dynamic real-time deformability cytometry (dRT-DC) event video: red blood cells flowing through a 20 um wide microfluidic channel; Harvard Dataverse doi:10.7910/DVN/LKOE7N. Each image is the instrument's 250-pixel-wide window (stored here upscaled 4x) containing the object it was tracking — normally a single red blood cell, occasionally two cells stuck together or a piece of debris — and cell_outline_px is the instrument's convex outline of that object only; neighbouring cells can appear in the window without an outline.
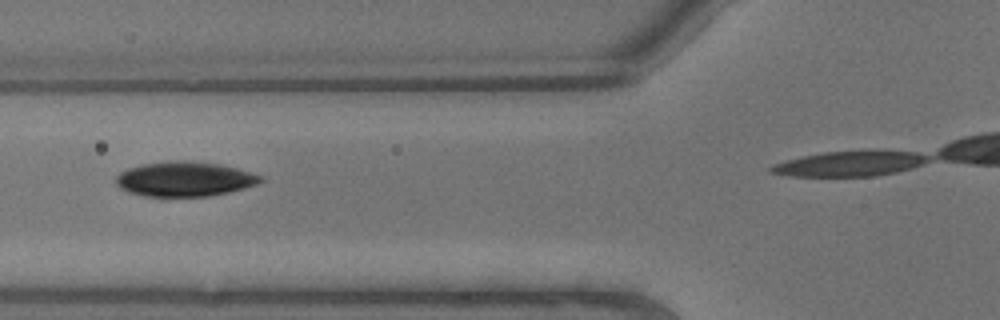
{"species": "common noctule bat (a hibernating species)", "species_latin": "Nyctalus noctula", "temperature_condition": "warm", "stored_images_in_passage": 5, "camera_frame_rate_fps": 3000, "um_per_image_px": 0.085, "animal": {"sex": "male", "body_mass_g": 13.3}, "frame": {"image": 1, "passage_image": 2, "time_ms": 0.333, "image_size_px": [1000, 320], "cell_outline_px": [[264, 180], [256, 184], [244, 188], [212, 196], [160, 200], [128, 192], [120, 188], [116, 184], [116, 176], [120, 172], [128, 168], [140, 164], [172, 160], [184, 160], [216, 164], [236, 168], [264, 176]], "centroid_in_image_um": [15.64, 15.27], "position_along_channel_um": 110.2, "area_um2": 30.29}}
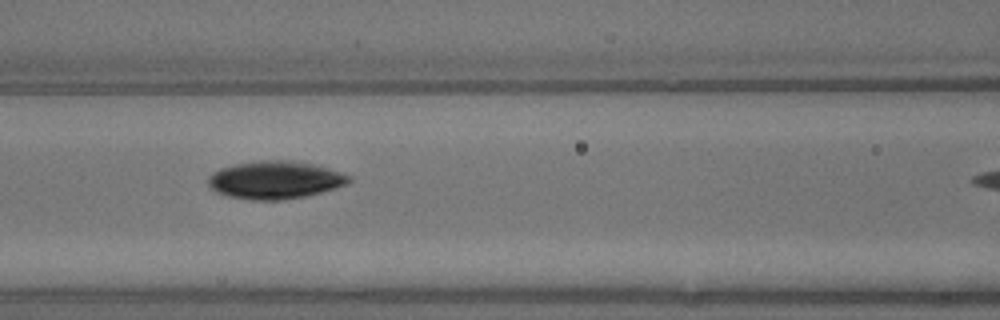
{"frame": {"image": 2, "passage_image": 3, "time_ms": 0.667, "image_size_px": [1000, 320], "cell_outline_px": [[352, 180], [348, 184], [336, 188], [304, 196], [280, 200], [252, 200], [228, 196], [216, 192], [208, 188], [208, 176], [212, 172], [220, 168], [236, 164], [264, 160], [288, 160], [312, 164], [352, 176]], "centroid_in_image_um": [23.35, 15.3], "position_along_channel_um": 143.3, "area_um2": 30.92}}
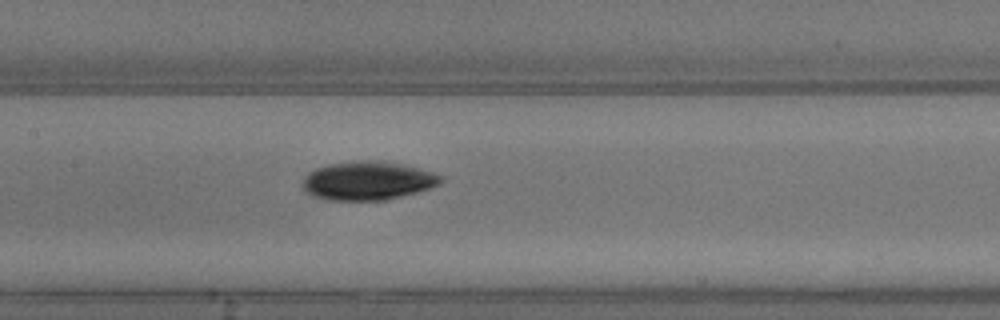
{"frame": {"image": 3, "passage_image": 4, "time_ms": 1.0, "image_size_px": [1000, 320], "cell_outline_px": [[444, 180], [440, 184], [416, 192], [388, 200], [328, 200], [312, 196], [304, 192], [304, 176], [308, 172], [316, 168], [328, 164], [352, 160], [384, 160], [404, 164], [444, 176]], "centroid_in_image_um": [31.25, 15.35], "position_along_channel_um": 176.1, "area_um2": 31.44}}